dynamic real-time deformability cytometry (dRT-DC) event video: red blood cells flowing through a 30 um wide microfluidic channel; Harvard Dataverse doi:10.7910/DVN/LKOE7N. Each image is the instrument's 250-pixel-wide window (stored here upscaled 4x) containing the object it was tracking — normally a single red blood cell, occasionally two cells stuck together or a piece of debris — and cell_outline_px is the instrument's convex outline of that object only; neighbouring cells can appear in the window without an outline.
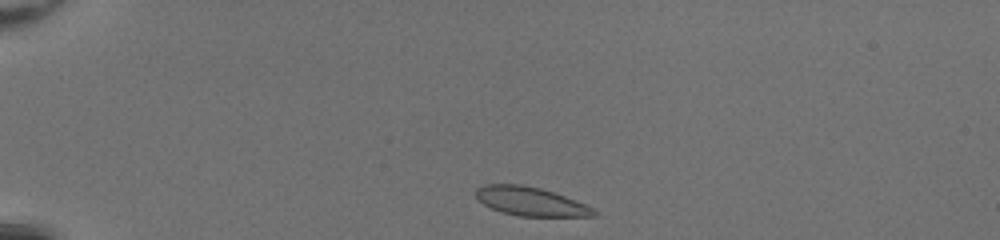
{"species": "common noctule bat (a hibernating species)", "species_latin": "Nyctalus noctula", "temperature_condition": "room temperature", "stored_images_in_passage": 38, "camera_frame_rate_fps": 3000, "um_per_image_px": 0.085, "animal": {"sex": "female", "body_mass_g": 20.0, "forearm_length_mm": 54.0}, "frame": {"image": 1, "passage_image": 1, "time_ms": 0.0, "image_size_px": [1000, 240], "cell_outline_px": [[596, 216], [520, 216], [504, 212], [492, 208], [484, 204], [476, 196], [476, 188], [484, 184], [520, 184], [540, 188], [564, 196], [584, 204], [592, 208], [596, 212]], "centroid_in_image_um": [45.07, 17.11], "position_along_channel_um": 39.9, "area_um2": 19.36}}
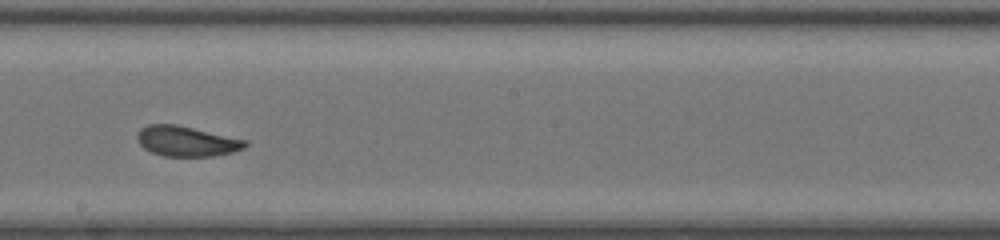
{"frame": {"image": 2, "passage_image": 19, "time_ms": 6.0, "image_size_px": [1000, 240], "cell_outline_px": [[248, 144], [244, 148], [232, 152], [212, 156], [164, 156], [152, 152], [144, 148], [140, 144], [136, 136], [136, 132], [140, 128], [148, 124], [176, 124], [248, 140]], "centroid_in_image_um": [15.85, 11.99], "position_along_channel_um": 232.4, "area_um2": 19.07}}
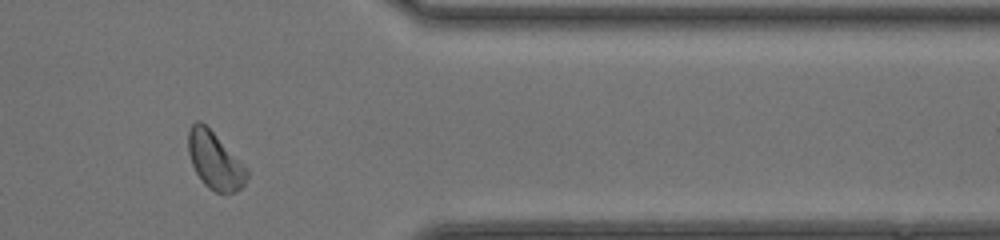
{"frame": {"image": 3, "passage_image": 31, "time_ms": 10.0, "image_size_px": [1000, 240], "cell_outline_px": [[248, 176], [244, 184], [236, 192], [216, 192], [208, 188], [204, 184], [196, 172], [192, 164], [188, 152], [188, 132], [192, 124], [196, 120], [200, 120], [248, 168]], "centroid_in_image_um": [18.26, 13.66], "position_along_channel_um": 393.1, "area_um2": 19.25}, "authors_computed_cell_mechanics": {"area_um2": 19.3919, "velocity_mm_per_s": 4.2724, "shape_relaxation_time_tau1_ms": 4.0586, "shape_relaxation_time_tau2_ms": 1.1834, "deformation_change_tau1": 0.1076, "deformation_change_tau2": 0.0584}}